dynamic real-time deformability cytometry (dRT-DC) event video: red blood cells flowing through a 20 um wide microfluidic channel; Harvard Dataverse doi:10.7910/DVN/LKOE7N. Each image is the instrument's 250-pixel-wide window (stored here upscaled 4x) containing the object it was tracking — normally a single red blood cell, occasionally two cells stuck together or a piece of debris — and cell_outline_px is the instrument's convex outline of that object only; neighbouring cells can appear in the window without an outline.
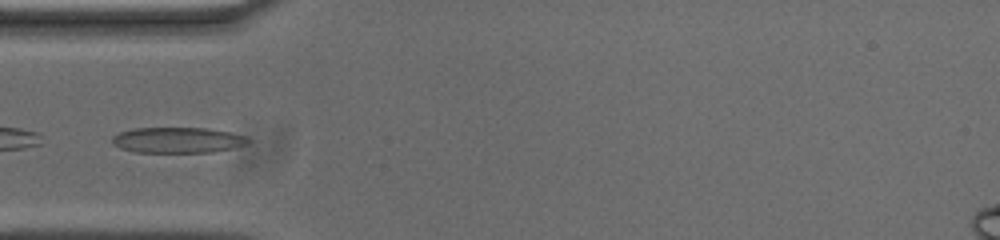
{"species": "common noctule bat (a hibernating species)", "species_latin": "Nyctalus noctula", "temperature_condition": "cold", "stored_images_in_passage": 37, "camera_frame_rate_fps": 3000, "um_per_image_px": 0.085, "animal": {"sex": "male", "body_mass_g": 20.0, "forearm_length_mm": 53.3}, "frame": {"image": 1, "passage_image": 1, "time_ms": 0.0, "image_size_px": [1000, 240], "cell_outline_px": [[252, 140], [248, 144], [212, 152], [136, 152], [120, 148], [112, 144], [112, 136], [120, 132], [136, 128], [208, 128], [228, 132], [244, 136]], "centroid_in_image_um": [15.09, 11.91], "position_along_channel_um": 69.9, "area_um2": 20.23}}